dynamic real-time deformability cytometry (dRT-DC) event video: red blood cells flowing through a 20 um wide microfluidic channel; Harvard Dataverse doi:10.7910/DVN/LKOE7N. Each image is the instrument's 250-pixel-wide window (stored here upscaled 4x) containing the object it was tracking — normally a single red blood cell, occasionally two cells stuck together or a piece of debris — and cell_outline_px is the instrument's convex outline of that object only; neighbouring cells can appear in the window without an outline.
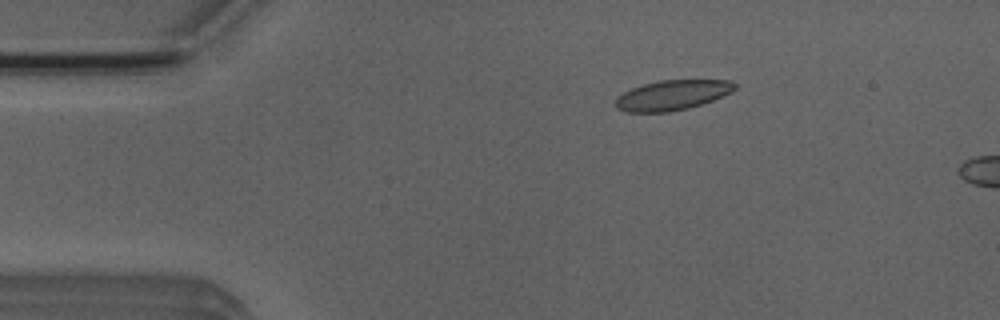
{"species": "Egyptian fruit bat (a non-hibernating species)", "species_latin": "Rousettus aegyptiacus", "temperature_condition": "room temperature", "stored_images_in_passage": 16, "camera_frame_rate_fps": 3000, "um_per_image_px": 0.085, "animal": {"sex": "male"}, "frame": {"image": 1, "passage_image": 9, "time_ms": 2.667, "image_size_px": [1000, 320], "cell_outline_px": [[736, 88], [732, 92], [712, 100], [688, 108], [668, 112], [628, 112], [616, 108], [616, 100], [624, 92], [632, 88], [644, 84], [660, 80], [732, 80], [736, 84]], "centroid_in_image_um": [57.17, 8.08], "position_along_channel_um": 27.8, "area_um2": 20.63}}